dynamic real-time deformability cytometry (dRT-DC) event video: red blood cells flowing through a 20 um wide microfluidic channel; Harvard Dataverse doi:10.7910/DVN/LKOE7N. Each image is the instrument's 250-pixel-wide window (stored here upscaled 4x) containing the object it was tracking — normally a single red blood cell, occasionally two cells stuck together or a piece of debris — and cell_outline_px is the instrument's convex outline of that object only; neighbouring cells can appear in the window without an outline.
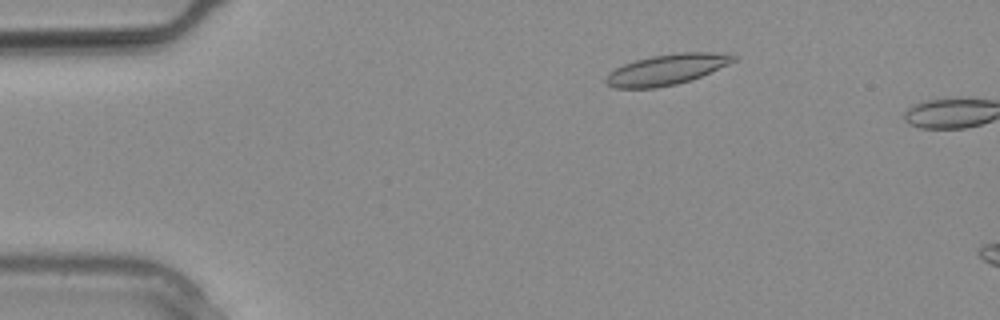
{"species": "common noctule bat (a hibernating species)", "species_latin": "Nyctalus noctula", "temperature_condition": "warm", "stored_images_in_passage": 5, "camera_frame_rate_fps": 3000, "um_per_image_px": 0.085, "animal": {"sex": "male", "body_mass_g": 20.4}, "frame": {"image": 1, "passage_image": 4, "time_ms": 1.0, "image_size_px": [1000, 320], "cell_outline_px": [[740, 56], [736, 60], [728, 64], [692, 80], [676, 84], [656, 88], [616, 88], [608, 84], [604, 80], [608, 72], [624, 64], [636, 60], [652, 56], [676, 52], [732, 52]], "centroid_in_image_um": [56.74, 5.89], "position_along_channel_um": 28.3, "area_um2": 23.0}}